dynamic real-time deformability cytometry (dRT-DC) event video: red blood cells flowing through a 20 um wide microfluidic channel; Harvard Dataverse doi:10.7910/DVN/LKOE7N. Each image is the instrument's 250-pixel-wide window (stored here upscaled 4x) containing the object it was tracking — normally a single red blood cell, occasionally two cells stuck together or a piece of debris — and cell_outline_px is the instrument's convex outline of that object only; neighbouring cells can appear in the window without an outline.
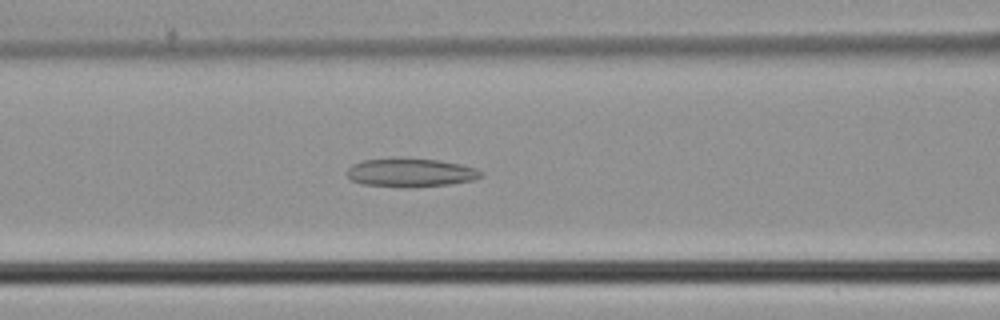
{"species": "common noctule bat (a hibernating species)", "species_latin": "Nyctalus noctula", "temperature_condition": "cold", "stored_images_in_passage": 46, "camera_frame_rate_fps": 3000, "um_per_image_px": 0.085, "animal": {"sex": "male", "body_mass_g": 21.5, "forearm_length_mm": 52.0}, "frame": {"image": 1, "passage_image": 19, "time_ms": 6.0, "image_size_px": [1000, 320], "cell_outline_px": [[484, 176], [472, 180], [448, 184], [412, 188], [404, 188], [360, 184], [352, 180], [348, 176], [348, 168], [352, 164], [360, 160], [436, 160], [460, 164], [476, 168], [484, 172]], "centroid_in_image_um": [34.92, 14.71], "position_along_channel_um": 131.7, "area_um2": 21.91}}
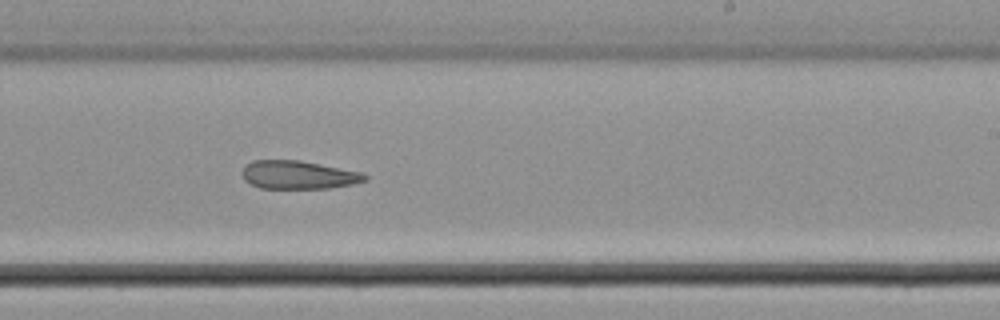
{"frame": {"image": 2, "passage_image": 28, "time_ms": 9.0, "image_size_px": [1000, 320], "cell_outline_px": [[368, 180], [352, 184], [328, 188], [260, 188], [244, 180], [240, 172], [244, 164], [252, 160], [300, 160], [360, 172], [368, 176]], "centroid_in_image_um": [25.3, 14.85], "position_along_channel_um": 263.7, "area_um2": 20.29}}
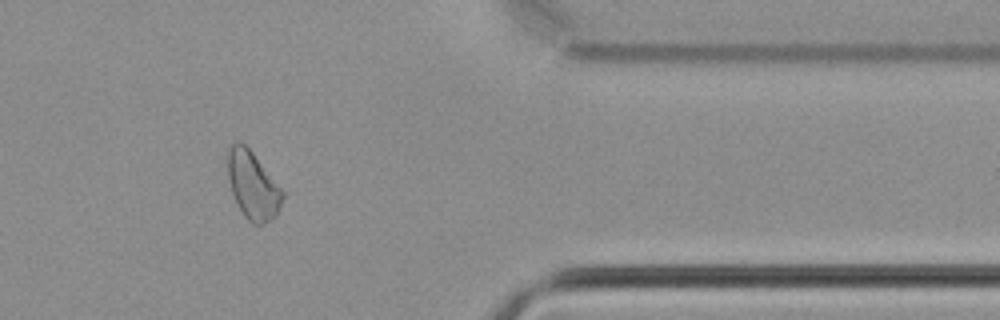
{"frame": {"image": 3, "passage_image": 38, "time_ms": 12.333, "image_size_px": [1000, 320], "cell_outline_px": [[284, 196], [276, 216], [272, 220], [264, 224], [252, 224], [244, 216], [232, 192], [228, 176], [228, 148], [236, 140], [244, 144], [252, 152], [284, 192]], "centroid_in_image_um": [21.49, 15.77], "position_along_channel_um": 389.9, "area_um2": 21.33}}